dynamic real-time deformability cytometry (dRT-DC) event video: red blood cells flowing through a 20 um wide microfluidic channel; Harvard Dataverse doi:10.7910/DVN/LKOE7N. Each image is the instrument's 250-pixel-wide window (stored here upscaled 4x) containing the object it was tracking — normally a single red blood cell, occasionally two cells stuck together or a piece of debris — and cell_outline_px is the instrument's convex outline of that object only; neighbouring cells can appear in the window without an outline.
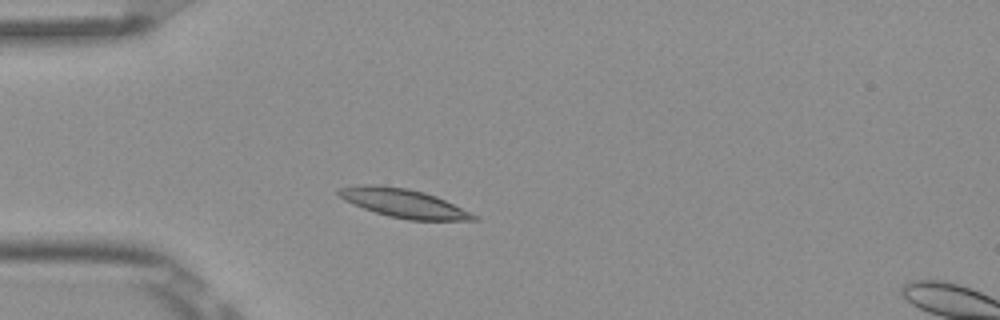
{"species": "Egyptian fruit bat (a non-hibernating species)", "species_latin": "Rousettus aegyptiacus", "temperature_condition": "room temperature", "stored_images_in_passage": 4, "camera_frame_rate_fps": 3000, "um_per_image_px": 0.085, "frame": {"image": 1, "passage_image": 3, "time_ms": 0.667, "image_size_px": [1000, 320], "cell_outline_px": [[480, 220], [408, 220], [388, 216], [364, 208], [344, 200], [336, 192], [336, 188], [360, 184], [372, 184], [408, 188], [424, 192], [436, 196], [480, 216]], "centroid_in_image_um": [34.31, 17.26], "position_along_channel_um": 50.7, "area_um2": 22.66}}